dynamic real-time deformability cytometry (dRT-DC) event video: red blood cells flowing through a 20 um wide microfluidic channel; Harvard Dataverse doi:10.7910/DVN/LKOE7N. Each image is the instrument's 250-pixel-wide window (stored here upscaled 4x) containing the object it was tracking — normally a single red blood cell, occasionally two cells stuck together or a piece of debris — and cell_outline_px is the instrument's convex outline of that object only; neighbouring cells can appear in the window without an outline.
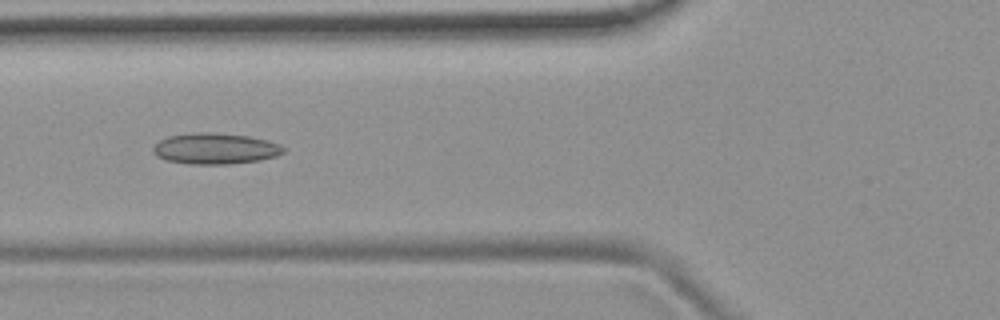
{"species": "common noctule bat (a hibernating species)", "species_latin": "Nyctalus noctula", "temperature_condition": "room temperature", "stored_images_in_passage": 7, "camera_frame_rate_fps": 3000, "um_per_image_px": 0.085, "animal": {"sex": "female", "body_mass_g": 19.9}, "frame": {"image": 1, "passage_image": 6, "time_ms": 5.667, "image_size_px": [1000, 320], "cell_outline_px": [[288, 148], [284, 152], [276, 156], [260, 160], [228, 164], [188, 164], [164, 160], [156, 156], [152, 152], [152, 148], [160, 140], [168, 136], [200, 132], [212, 132], [248, 136], [268, 140], [280, 144]], "centroid_in_image_um": [18.31, 12.63], "position_along_channel_um": 107.5, "area_um2": 23.76}}
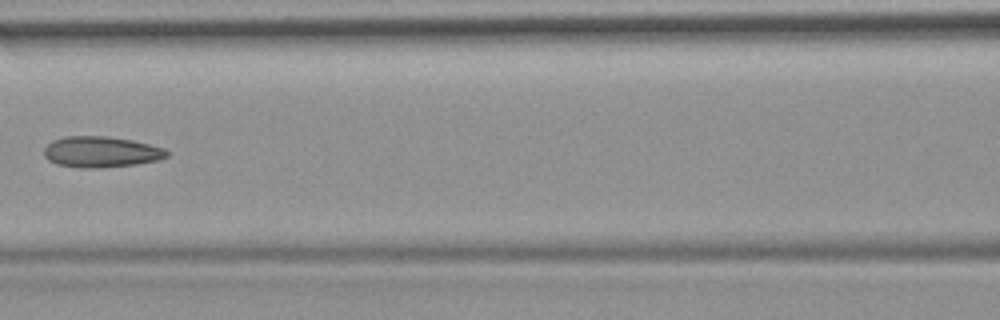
{"frame": {"image": 2, "passage_image": 7, "time_ms": 7.0, "image_size_px": [1000, 320], "cell_outline_px": [[168, 156], [160, 160], [136, 164], [100, 168], [80, 168], [56, 164], [48, 160], [44, 156], [44, 148], [52, 140], [64, 136], [104, 136], [132, 140], [164, 148], [168, 152]], "centroid_in_image_um": [8.57, 12.92], "position_along_channel_um": 158.0, "area_um2": 22.25}}